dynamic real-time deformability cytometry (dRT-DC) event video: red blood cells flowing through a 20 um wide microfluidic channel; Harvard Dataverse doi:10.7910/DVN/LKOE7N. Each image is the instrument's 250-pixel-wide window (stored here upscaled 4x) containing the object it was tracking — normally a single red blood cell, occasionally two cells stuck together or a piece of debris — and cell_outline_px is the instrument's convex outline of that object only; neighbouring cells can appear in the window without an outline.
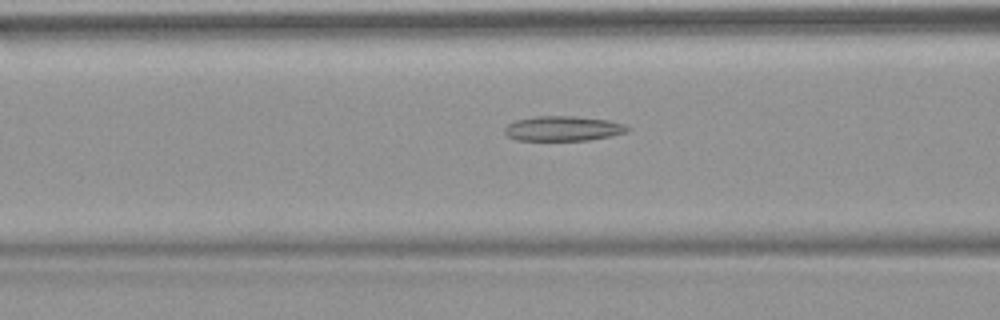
{"species": "common noctule bat (a hibernating species)", "species_latin": "Nyctalus noctula", "temperature_condition": "warm", "stored_images_in_passage": 39, "camera_frame_rate_fps": 3000, "um_per_image_px": 0.085, "animal": {"sex": "female", "body_mass_g": 18.4}, "frame": {"image": 1, "passage_image": 7, "time_ms": 2.0, "image_size_px": [1000, 320], "cell_outline_px": [[632, 128], [628, 132], [612, 136], [588, 140], [516, 140], [508, 136], [504, 132], [504, 128], [508, 124], [516, 120], [536, 116], [576, 116], [608, 120], [624, 124]], "centroid_in_image_um": [47.89, 10.92], "position_along_channel_um": 118.7, "area_um2": 17.92}}
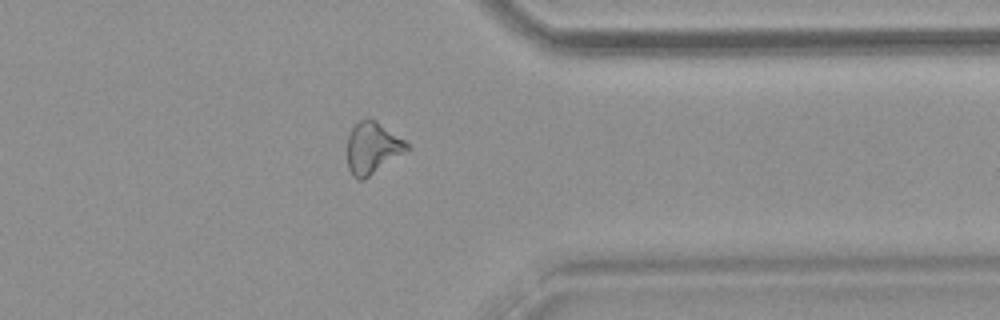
{"frame": {"image": 2, "passage_image": 28, "time_ms": 9.0, "image_size_px": [1000, 320], "cell_outline_px": [[412, 148], [364, 180], [360, 180], [352, 176], [348, 168], [348, 136], [352, 128], [364, 116], [368, 116], [376, 120], [404, 140]], "centroid_in_image_um": [31.67, 12.57], "position_along_channel_um": 379.7, "area_um2": 18.15}}
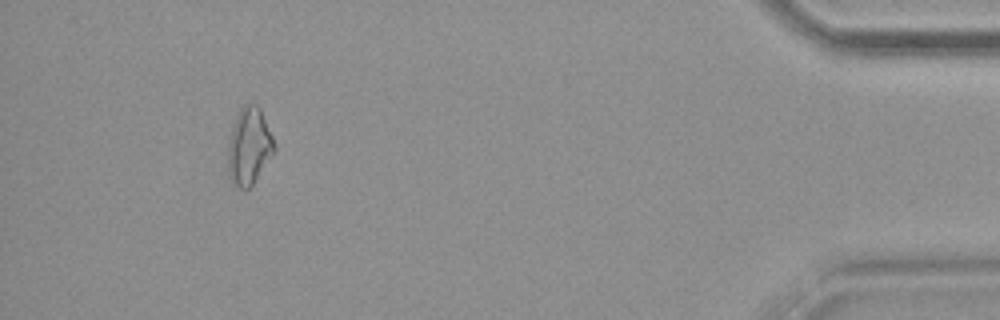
{"frame": {"image": 3, "passage_image": 35, "time_ms": 11.333, "image_size_px": [1000, 320], "cell_outline_px": [[276, 148], [252, 184], [248, 188], [240, 188], [228, 176], [228, 140], [236, 116], [240, 108], [248, 100], [256, 104], [260, 108], [276, 144]], "centroid_in_image_um": [21.16, 12.36], "position_along_channel_um": 414.0, "area_um2": 20.63}, "authors_computed_cell_mechanics": {"area_um2": 17.918, "velocity_mm_per_s": 3.8354, "shape_relaxation_time_tau1_ms": null, "shape_relaxation_time_tau2_ms": 3.7996, "deformation_change_tau1": null, "deformation_change_tau2": 0.1333}}